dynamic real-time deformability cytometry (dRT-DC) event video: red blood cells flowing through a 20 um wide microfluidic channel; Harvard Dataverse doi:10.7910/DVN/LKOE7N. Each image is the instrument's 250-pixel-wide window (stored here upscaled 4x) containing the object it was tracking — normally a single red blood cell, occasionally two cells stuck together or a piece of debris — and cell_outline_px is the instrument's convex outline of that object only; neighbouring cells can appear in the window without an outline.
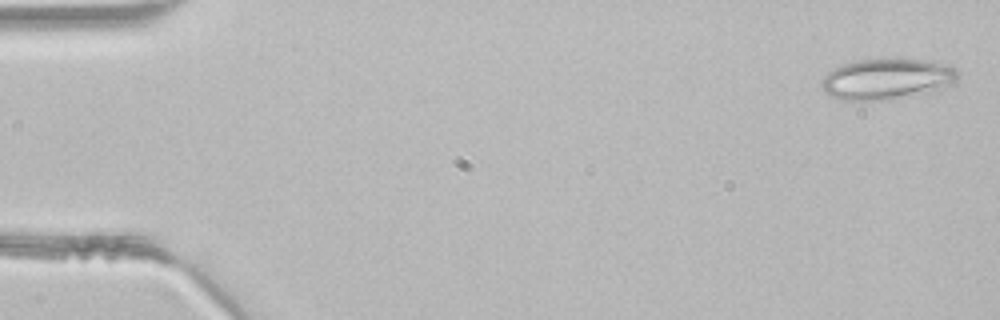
{"species": "common noctule bat (a hibernating species)", "species_latin": "Nyctalus noctula", "temperature_condition": "room temperature", "stored_images_in_passage": 46, "camera_frame_rate_fps": 3000, "um_per_image_px": 0.085, "animal": {"sex": "male", "body_mass_g": 21.5, "forearm_length_mm": 52.0}, "frame": {"image": 1, "passage_image": 2, "time_ms": 0.333, "image_size_px": [1000, 320], "cell_outline_px": [[960, 76], [956, 80], [940, 92], [884, 100], [844, 100], [832, 96], [824, 92], [820, 88], [820, 80], [828, 72], [844, 64], [860, 60], [888, 56], [900, 56], [948, 64], [956, 68], [960, 72]], "centroid_in_image_um": [75.47, 6.69], "position_along_channel_um": 9.5, "area_um2": 33.81}}
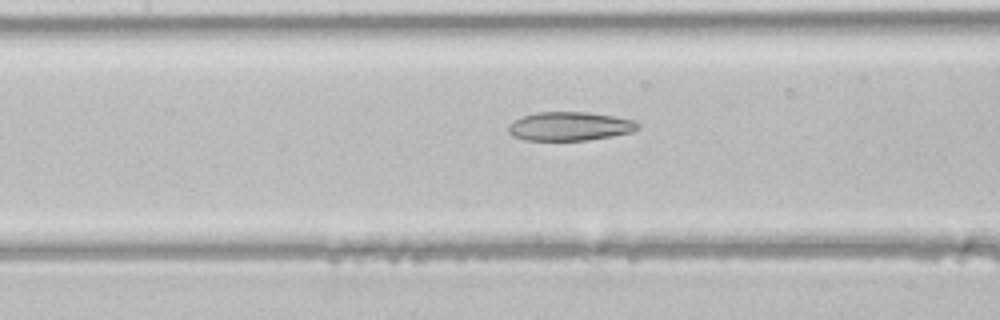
{"frame": {"image": 2, "passage_image": 21, "time_ms": 6.667, "image_size_px": [1000, 320], "cell_outline_px": [[640, 128], [632, 132], [612, 136], [588, 140], [524, 140], [512, 136], [508, 132], [508, 124], [524, 116], [536, 112], [588, 112], [612, 116], [632, 120], [640, 124]], "centroid_in_image_um": [48.42, 10.74], "position_along_channel_um": 159.0, "area_um2": 21.68}}
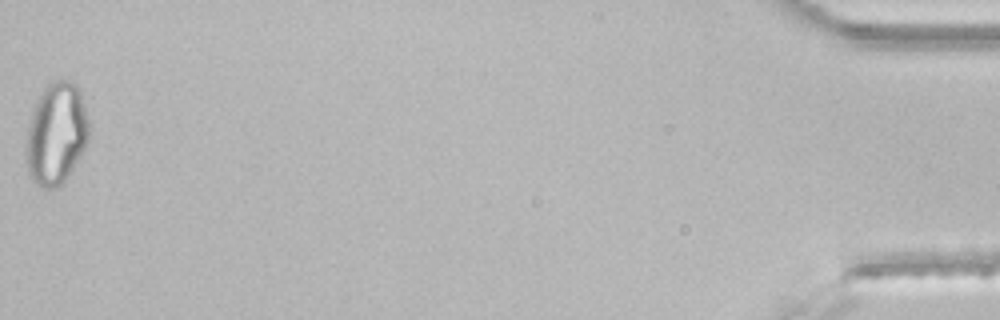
{"frame": {"image": 3, "passage_image": 46, "time_ms": 15.0, "image_size_px": [1000, 320], "cell_outline_px": [[92, 128], [88, 140], [84, 148], [72, 168], [64, 180], [56, 188], [44, 188], [36, 184], [32, 180], [28, 172], [28, 128], [32, 112], [44, 84], [52, 80], [72, 80], [76, 84], [80, 92], [92, 124]], "centroid_in_image_um": [4.84, 11.29], "position_along_channel_um": 430.4, "area_um2": 37.28}}